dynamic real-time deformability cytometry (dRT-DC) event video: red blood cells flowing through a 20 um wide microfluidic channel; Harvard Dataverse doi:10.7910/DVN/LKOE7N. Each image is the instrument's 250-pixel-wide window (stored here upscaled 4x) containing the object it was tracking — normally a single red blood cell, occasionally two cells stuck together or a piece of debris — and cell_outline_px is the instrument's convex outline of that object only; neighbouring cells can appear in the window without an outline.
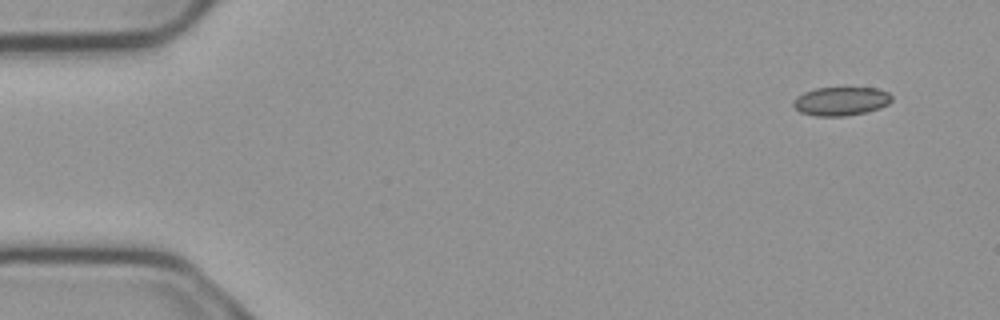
{"species": "common noctule bat (a hibernating species)", "species_latin": "Nyctalus noctula", "temperature_condition": "cold", "stored_images_in_passage": 4, "camera_frame_rate_fps": 3000, "um_per_image_px": 0.085, "animal": {"sex": "male", "body_mass_g": 23.1, "forearm_length_mm": 52.7}, "frame": {"image": 1, "passage_image": 1, "time_ms": 0.0, "image_size_px": [1000, 320], "cell_outline_px": [[892, 100], [888, 104], [880, 108], [868, 112], [844, 116], [816, 116], [800, 112], [792, 104], [792, 100], [796, 96], [804, 92], [816, 88], [876, 88], [888, 92], [892, 96]], "centroid_in_image_um": [71.48, 8.6], "position_along_channel_um": 13.5, "area_um2": 16.53}}
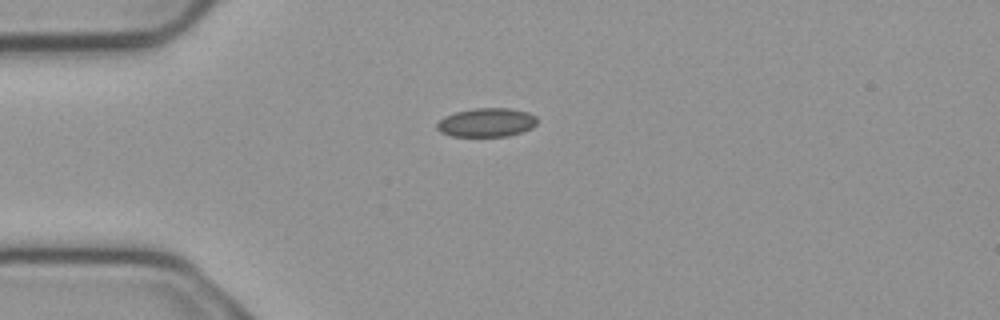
{"frame": {"image": 2, "passage_image": 4, "time_ms": 1.0, "image_size_px": [1000, 320], "cell_outline_px": [[536, 124], [532, 128], [508, 136], [452, 136], [440, 132], [436, 128], [436, 124], [444, 116], [456, 112], [472, 108], [508, 108], [528, 112], [536, 116]], "centroid_in_image_um": [41.34, 10.4], "position_along_channel_um": 43.7, "area_um2": 16.82}}